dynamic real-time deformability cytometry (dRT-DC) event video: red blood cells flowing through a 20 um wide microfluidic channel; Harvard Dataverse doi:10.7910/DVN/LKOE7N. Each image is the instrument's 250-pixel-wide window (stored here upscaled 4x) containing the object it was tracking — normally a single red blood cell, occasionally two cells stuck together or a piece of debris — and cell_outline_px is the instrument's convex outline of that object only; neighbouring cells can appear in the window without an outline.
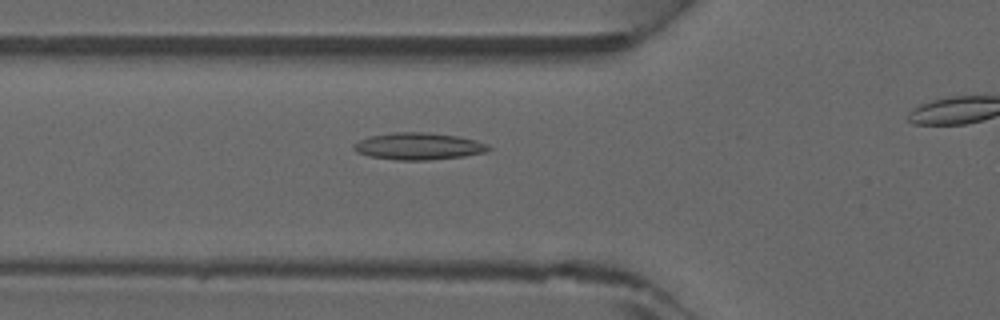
{"species": "common noctule bat (a hibernating species)", "species_latin": "Nyctalus noctula", "temperature_condition": "warm", "stored_images_in_passage": 24, "camera_frame_rate_fps": 3000, "um_per_image_px": 0.085, "animal": {"sex": "male", "forearm_length_mm": 52.5}, "frame": {"image": 1, "passage_image": 4, "time_ms": 1.0, "image_size_px": [1000, 320], "cell_outline_px": [[492, 148], [484, 152], [464, 156], [428, 160], [396, 160], [368, 156], [356, 152], [352, 148], [352, 144], [368, 136], [392, 132], [424, 132], [456, 136], [476, 140], [488, 144]], "centroid_in_image_um": [35.53, 12.43], "position_along_channel_um": 90.3, "area_um2": 21.27}}
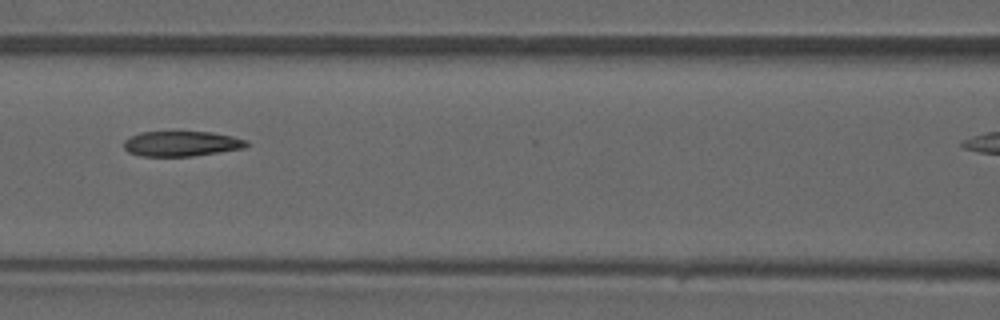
{"frame": {"image": 2, "passage_image": 8, "time_ms": 2.333, "image_size_px": [1000, 320], "cell_outline_px": [[248, 144], [244, 148], [192, 156], [140, 156], [128, 152], [124, 148], [124, 140], [140, 132], [212, 132], [232, 136], [248, 140]], "centroid_in_image_um": [15.42, 12.21], "position_along_channel_um": 151.2, "area_um2": 17.92}}
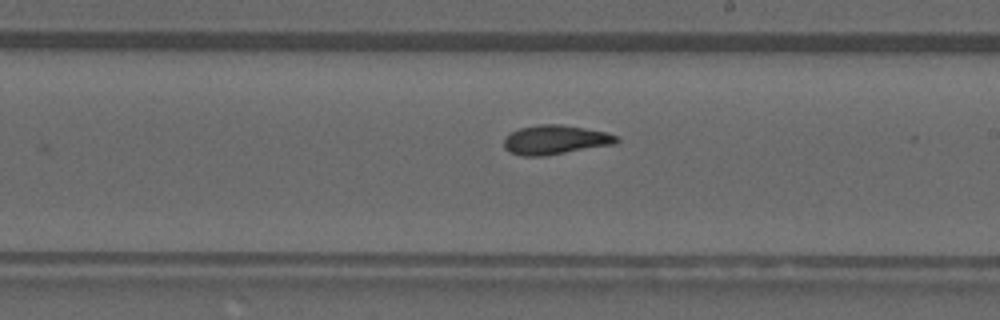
{"frame": {"image": 3, "passage_image": 14, "time_ms": 4.333, "image_size_px": [1000, 320], "cell_outline_px": [[620, 140], [616, 144], [544, 156], [520, 156], [508, 152], [504, 148], [504, 136], [520, 128], [536, 124], [560, 124], [608, 132], [616, 136]], "centroid_in_image_um": [47.18, 11.89], "position_along_channel_um": 241.8, "area_um2": 19.42}}